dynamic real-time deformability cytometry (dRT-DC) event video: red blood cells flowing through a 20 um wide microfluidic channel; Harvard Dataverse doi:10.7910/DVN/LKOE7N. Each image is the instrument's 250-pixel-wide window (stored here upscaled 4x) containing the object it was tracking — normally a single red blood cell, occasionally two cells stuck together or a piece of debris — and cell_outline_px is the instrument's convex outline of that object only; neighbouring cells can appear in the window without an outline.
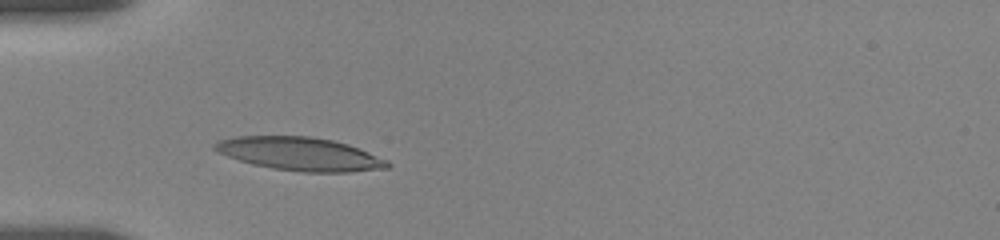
{"species": "human", "species_latin": "Homo sapiens", "temperature_condition": "room temperature", "stored_images_in_passage": 32, "camera_frame_rate_fps": 3000, "um_per_image_px": 0.085, "donor": {"sex": "female"}, "frame": {"image": 1, "passage_image": 1, "time_ms": 0.0, "image_size_px": [1000, 240], "cell_outline_px": [[392, 164], [388, 168], [348, 172], [304, 172], [272, 168], [252, 164], [216, 152], [212, 148], [212, 144], [220, 140], [236, 136], [308, 136], [332, 140], [348, 144], [388, 160]], "centroid_in_image_um": [25.48, 13.08], "position_along_channel_um": 59.5, "area_um2": 33.47}}
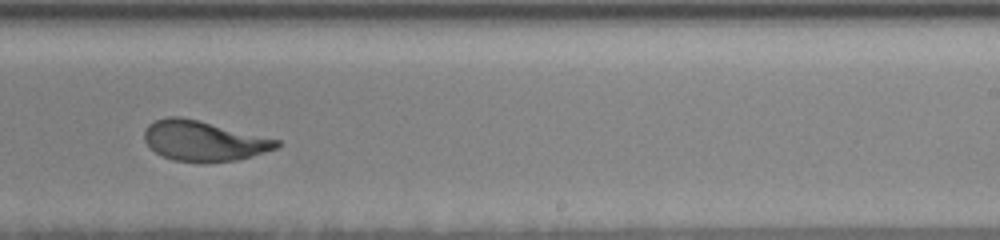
{"frame": {"image": 2, "passage_image": 19, "time_ms": 6.0, "image_size_px": [1000, 240], "cell_outline_px": [[280, 144], [276, 148], [252, 156], [236, 160], [200, 164], [172, 160], [156, 152], [144, 140], [144, 132], [148, 124], [156, 120], [168, 116], [180, 116], [280, 140]], "centroid_in_image_um": [17.29, 12.0], "position_along_channel_um": 271.7, "area_um2": 30.92}}
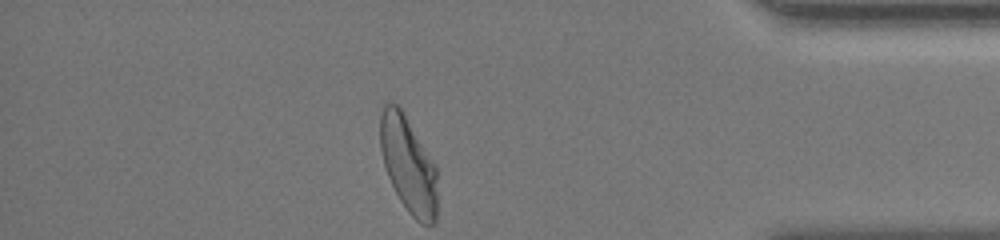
{"frame": {"image": 3, "passage_image": 32, "time_ms": 10.333, "image_size_px": [1000, 240], "cell_outline_px": [[436, 220], [432, 224], [420, 224], [408, 212], [400, 200], [388, 176], [384, 164], [380, 148], [380, 116], [384, 104], [396, 104], [400, 108], [436, 168]], "centroid_in_image_um": [34.69, 14.04], "position_along_channel_um": 400.5, "area_um2": 31.21}, "authors_computed_cell_mechanics": {"area_um2": 31.5588, "velocity_mm_per_s": 3.626, "shape_relaxation_time_tau1_ms": 4.095, "shape_relaxation_time_tau2_ms": 0.8536, "deformation_change_tau1": 0.1912, "deformation_change_tau2": 0.0848}}